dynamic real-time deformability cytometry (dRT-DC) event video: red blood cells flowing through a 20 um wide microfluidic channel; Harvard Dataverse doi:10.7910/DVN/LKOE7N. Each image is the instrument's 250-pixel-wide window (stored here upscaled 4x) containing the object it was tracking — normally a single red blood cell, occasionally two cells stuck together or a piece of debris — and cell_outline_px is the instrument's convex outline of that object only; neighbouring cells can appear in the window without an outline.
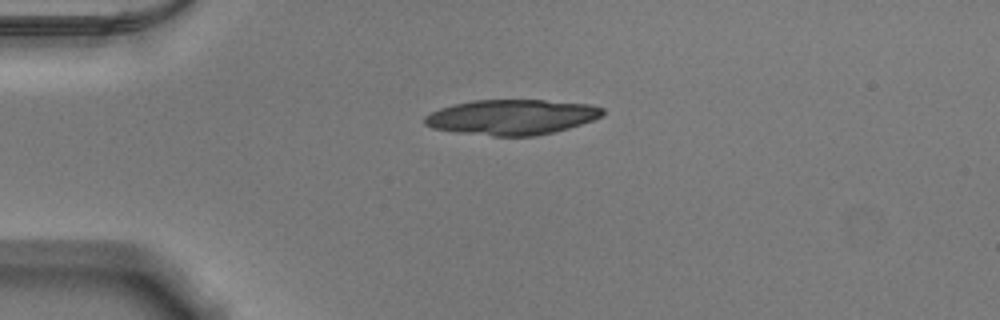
{"species": "Egyptian fruit bat (a non-hibernating species)", "species_latin": "Rousettus aegyptiacus", "temperature_condition": "warm", "stored_images_in_passage": 40, "camera_frame_rate_fps": 3000, "um_per_image_px": 0.085, "animal": {"sex": "male"}, "frame": {"image": 1, "passage_image": 1, "time_ms": 0.0, "image_size_px": [1000, 320], "cell_outline_px": [[604, 116], [568, 128], [536, 136], [492, 136], [456, 132], [432, 128], [424, 124], [424, 116], [440, 108], [472, 100], [544, 100], [592, 104], [604, 108]], "centroid_in_image_um": [43.51, 9.95], "position_along_channel_um": 41.5, "area_um2": 36.59}}